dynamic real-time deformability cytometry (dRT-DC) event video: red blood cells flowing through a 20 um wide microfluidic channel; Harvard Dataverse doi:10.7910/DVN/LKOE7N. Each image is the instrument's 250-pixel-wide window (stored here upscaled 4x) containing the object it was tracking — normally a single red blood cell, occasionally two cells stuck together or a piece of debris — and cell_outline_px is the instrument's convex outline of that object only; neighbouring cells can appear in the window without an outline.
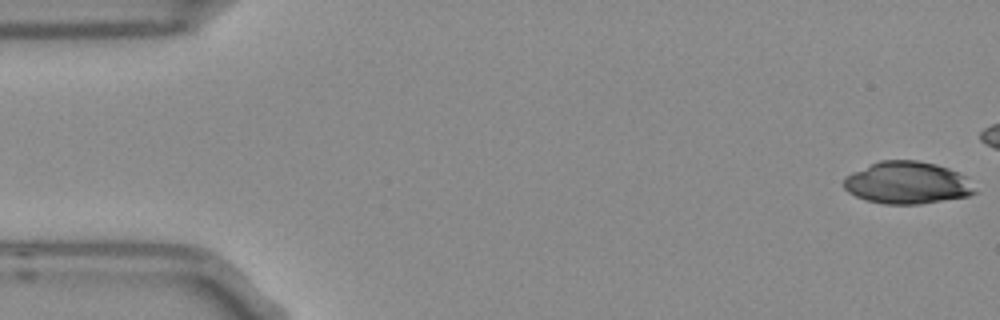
{"species": "Egyptian fruit bat (a non-hibernating species)", "species_latin": "Rousettus aegyptiacus", "temperature_condition": "room temperature", "stored_images_in_passage": 5, "camera_frame_rate_fps": 3000, "um_per_image_px": 0.085, "frame": {"image": 1, "passage_image": 1, "time_ms": 0.0, "image_size_px": [1000, 320], "cell_outline_px": [[976, 192], [968, 196], [920, 204], [884, 204], [864, 200], [848, 192], [844, 188], [844, 176], [852, 172], [880, 160], [916, 160], [936, 164], [960, 172], [964, 176]], "centroid_in_image_um": [77.07, 15.54], "position_along_channel_um": 7.9, "area_um2": 32.19}}